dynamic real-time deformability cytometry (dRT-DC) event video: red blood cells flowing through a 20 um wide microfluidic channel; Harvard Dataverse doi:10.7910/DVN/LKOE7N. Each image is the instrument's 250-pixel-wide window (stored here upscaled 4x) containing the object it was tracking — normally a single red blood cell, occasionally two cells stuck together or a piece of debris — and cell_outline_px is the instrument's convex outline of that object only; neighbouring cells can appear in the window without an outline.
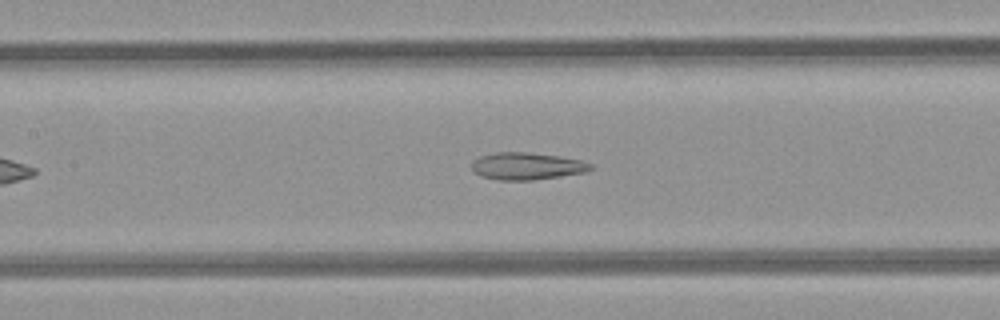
{"species": "common noctule bat (a hibernating species)", "species_latin": "Nyctalus noctula", "temperature_condition": "room temperature", "stored_images_in_passage": 37, "camera_frame_rate_fps": 3000, "um_per_image_px": 0.085, "animal": {"sex": "female", "body_mass_g": 21.9}, "frame": {"image": 1, "passage_image": 11, "time_ms": 3.333, "image_size_px": [1000, 320], "cell_outline_px": [[596, 168], [584, 172], [536, 180], [500, 180], [480, 176], [472, 172], [472, 160], [480, 156], [496, 152], [524, 152], [560, 156], [580, 160], [592, 164]], "centroid_in_image_um": [44.76, 14.12], "position_along_channel_um": 162.6, "area_um2": 18.96}}
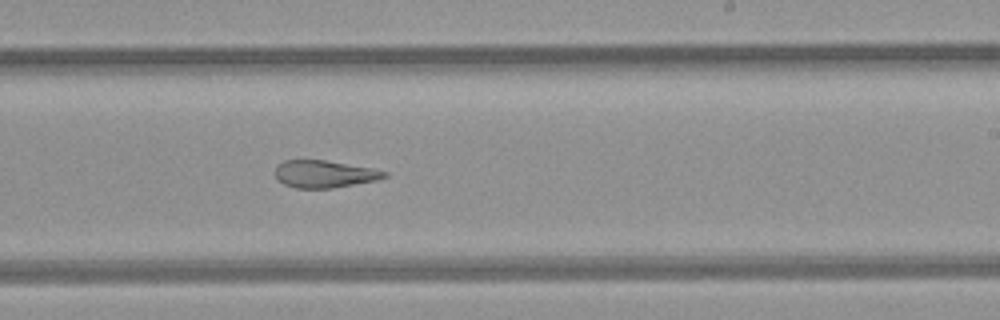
{"frame": {"image": 2, "passage_image": 18, "time_ms": 5.667, "image_size_px": [1000, 320], "cell_outline_px": [[388, 176], [376, 180], [332, 188], [296, 188], [284, 184], [276, 180], [276, 168], [284, 160], [324, 160], [372, 168], [388, 172]], "centroid_in_image_um": [27.57, 14.79], "position_along_channel_um": 261.4, "area_um2": 17.22}}
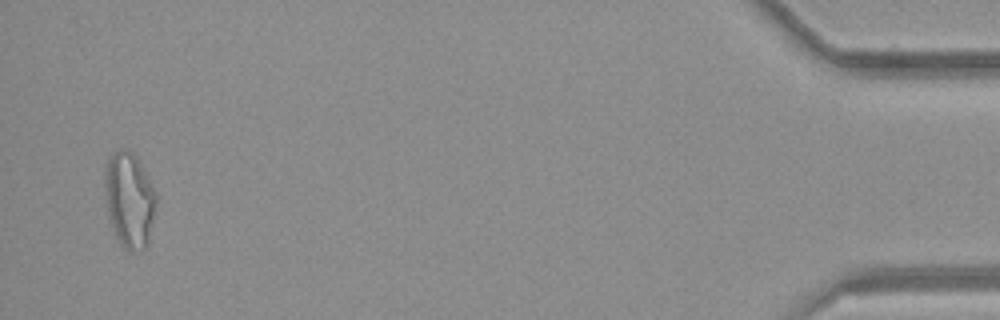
{"frame": {"image": 3, "passage_image": 36, "time_ms": 11.667, "image_size_px": [1000, 320], "cell_outline_px": [[156, 200], [148, 244], [144, 248], [132, 252], [128, 252], [120, 244], [116, 236], [108, 212], [104, 192], [104, 180], [108, 160], [116, 152], [132, 152], [136, 156], [156, 192]], "centroid_in_image_um": [11.0, 17.05], "position_along_channel_um": 424.2, "area_um2": 27.86}, "authors_computed_cell_mechanics": {"area_um2": 21.0392, "velocity_mm_per_s": 4.2505, "shape_relaxation_time_tau1_ms": null, "shape_relaxation_time_tau2_ms": 3.7223, "deformation_change_tau1": null, "deformation_change_tau2": 0.1414}}